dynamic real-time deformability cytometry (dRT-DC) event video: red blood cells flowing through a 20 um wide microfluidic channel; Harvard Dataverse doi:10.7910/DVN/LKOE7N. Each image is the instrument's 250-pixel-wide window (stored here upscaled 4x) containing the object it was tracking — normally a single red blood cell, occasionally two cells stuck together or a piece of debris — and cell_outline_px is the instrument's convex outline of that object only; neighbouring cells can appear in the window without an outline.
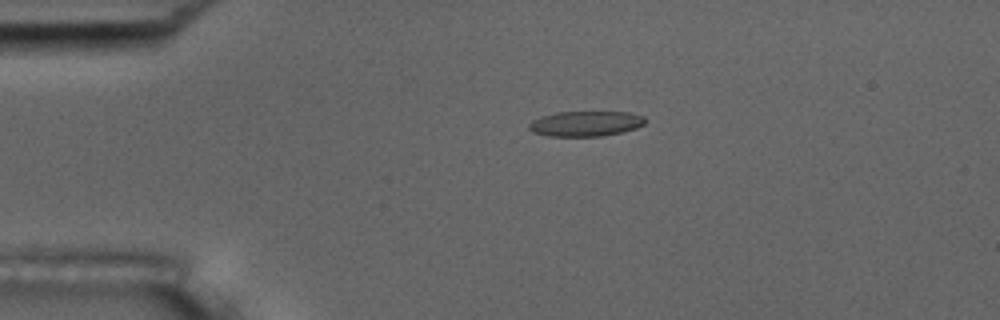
{"species": "common noctule bat (a hibernating species)", "species_latin": "Nyctalus noctula", "temperature_condition": "room temperature", "stored_images_in_passage": 45, "camera_frame_rate_fps": 3000, "um_per_image_px": 0.085, "animal": {"sex": "male", "body_mass_g": 17.5, "forearm_length_mm": 52.3}, "frame": {"image": 1, "passage_image": 3, "time_ms": 0.667, "image_size_px": [1000, 320], "cell_outline_px": [[644, 124], [636, 128], [604, 136], [548, 136], [532, 132], [528, 128], [528, 124], [532, 120], [540, 116], [556, 112], [628, 112], [644, 116]], "centroid_in_image_um": [49.73, 10.51], "position_along_channel_um": 35.3, "area_um2": 17.11}}
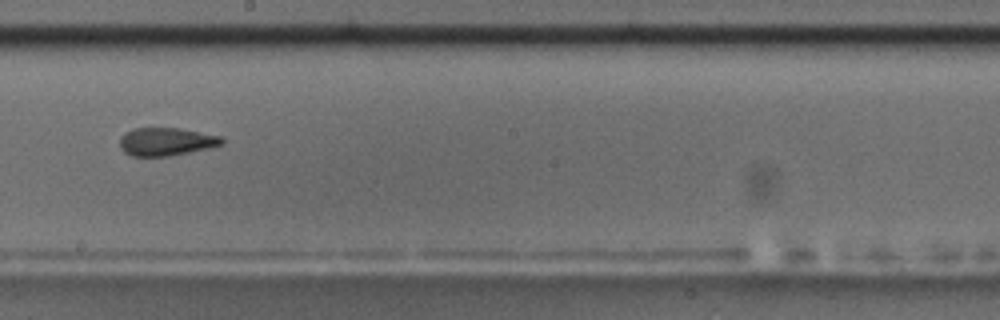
{"frame": {"image": 2, "passage_image": 22, "time_ms": 7.0, "image_size_px": [1000, 320], "cell_outline_px": [[224, 140], [220, 144], [208, 148], [168, 156], [132, 156], [124, 152], [120, 148], [120, 140], [124, 132], [132, 128], [180, 128], [220, 136]], "centroid_in_image_um": [14.07, 12.03], "position_along_channel_um": 234.1, "area_um2": 16.53}}
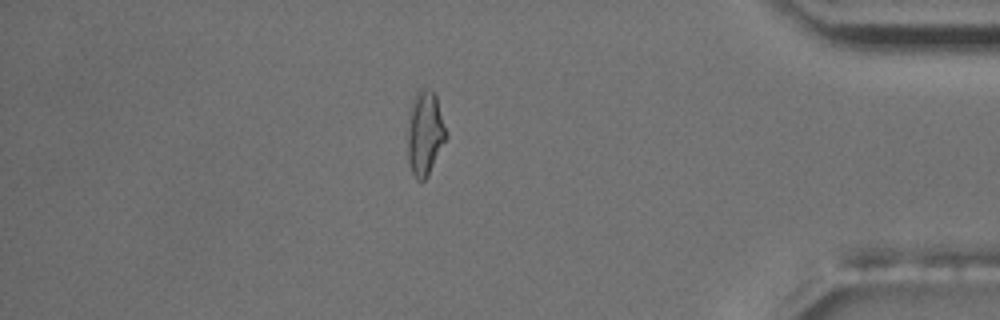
{"frame": {"image": 3, "passage_image": 38, "time_ms": 12.333, "image_size_px": [1000, 320], "cell_outline_px": [[448, 136], [428, 176], [424, 180], [416, 180], [408, 164], [408, 128], [412, 100], [416, 92], [420, 88], [424, 88], [436, 92], [448, 132]], "centroid_in_image_um": [36.15, 11.3], "position_along_channel_um": 399.0, "area_um2": 19.31}, "authors_computed_cell_mechanics": {"area_um2": 17.1088, "velocity_mm_per_s": 3.7468, "shape_relaxation_time_tau1_ms": 9.0312, "shape_relaxation_time_tau2_ms": 2.1632, "deformation_change_tau1": 0.2053, "deformation_change_tau2": 0.1143}}